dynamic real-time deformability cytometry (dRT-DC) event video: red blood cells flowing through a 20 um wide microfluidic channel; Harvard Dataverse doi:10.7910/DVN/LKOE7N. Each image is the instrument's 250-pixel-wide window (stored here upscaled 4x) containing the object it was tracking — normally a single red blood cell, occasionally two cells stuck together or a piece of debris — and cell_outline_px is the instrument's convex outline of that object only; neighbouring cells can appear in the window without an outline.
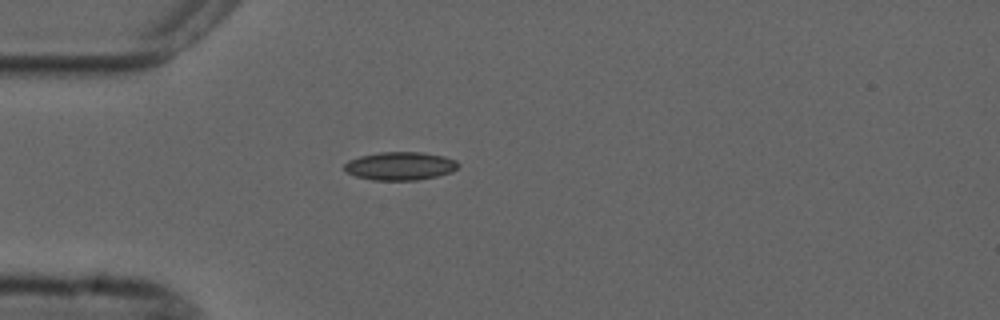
{"species": "common noctule bat (a hibernating species)", "species_latin": "Nyctalus noctula", "temperature_condition": "cold", "stored_images_in_passage": 2, "camera_frame_rate_fps": 3000, "um_per_image_px": 0.085, "animal": {"sex": "male", "forearm_length_mm": 52.5}, "frame": {"image": 1, "passage_image": 1, "time_ms": 0.0, "image_size_px": [1000, 320], "cell_outline_px": [[460, 164], [452, 172], [436, 176], [416, 180], [372, 180], [356, 176], [344, 172], [344, 164], [348, 160], [360, 156], [380, 152], [424, 152], [444, 156], [456, 160]], "centroid_in_image_um": [34.0, 14.1], "position_along_channel_um": 51.0, "area_um2": 18.84}}